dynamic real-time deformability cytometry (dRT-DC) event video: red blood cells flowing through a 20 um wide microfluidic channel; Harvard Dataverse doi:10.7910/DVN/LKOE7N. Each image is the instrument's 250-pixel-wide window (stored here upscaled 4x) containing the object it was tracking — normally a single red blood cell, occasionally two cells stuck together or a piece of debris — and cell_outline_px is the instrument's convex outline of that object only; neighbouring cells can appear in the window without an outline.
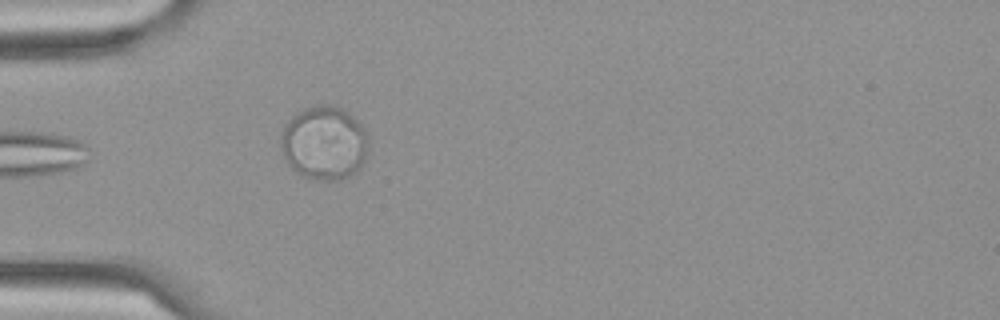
{"species": "Egyptian fruit bat (a non-hibernating species)", "species_latin": "Rousettus aegyptiacus", "temperature_condition": "cold", "stored_images_in_passage": 4, "camera_frame_rate_fps": 3000, "um_per_image_px": 0.085, "frame": {"image": 1, "passage_image": 4, "time_ms": 1.0, "image_size_px": [1000, 320], "cell_outline_px": [[368, 144], [360, 168], [356, 172], [348, 176], [336, 180], [324, 180], [304, 176], [296, 172], [292, 168], [284, 156], [280, 144], [280, 136], [288, 120], [292, 116], [304, 108], [320, 104], [336, 104], [352, 116], [364, 128], [368, 136]], "centroid_in_image_um": [27.55, 12.12], "position_along_channel_um": 57.5, "area_um2": 37.51}}